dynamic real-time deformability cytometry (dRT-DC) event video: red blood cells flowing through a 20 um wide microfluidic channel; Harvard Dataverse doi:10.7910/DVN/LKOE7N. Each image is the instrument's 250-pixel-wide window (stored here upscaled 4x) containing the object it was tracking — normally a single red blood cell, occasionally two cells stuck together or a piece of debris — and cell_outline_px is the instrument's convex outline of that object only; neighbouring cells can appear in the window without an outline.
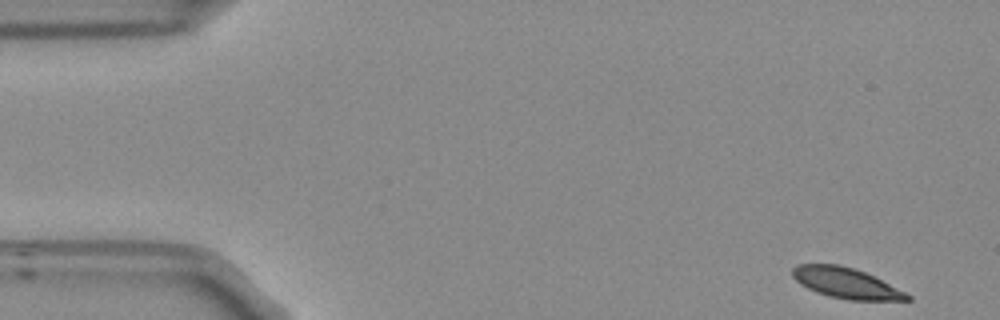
{"species": "Egyptian fruit bat (a non-hibernating species)", "species_latin": "Rousettus aegyptiacus", "temperature_condition": "room temperature", "stored_images_in_passage": 14, "camera_frame_rate_fps": 3000, "um_per_image_px": 0.085, "frame": {"image": 1, "passage_image": 1, "time_ms": 0.0, "image_size_px": [1000, 320], "cell_outline_px": [[912, 300], [848, 300], [828, 296], [816, 292], [800, 284], [792, 276], [792, 268], [796, 264], [840, 264], [864, 272], [912, 296]], "centroid_in_image_um": [71.85, 24.06], "position_along_channel_um": 13.1, "area_um2": 20.17}}
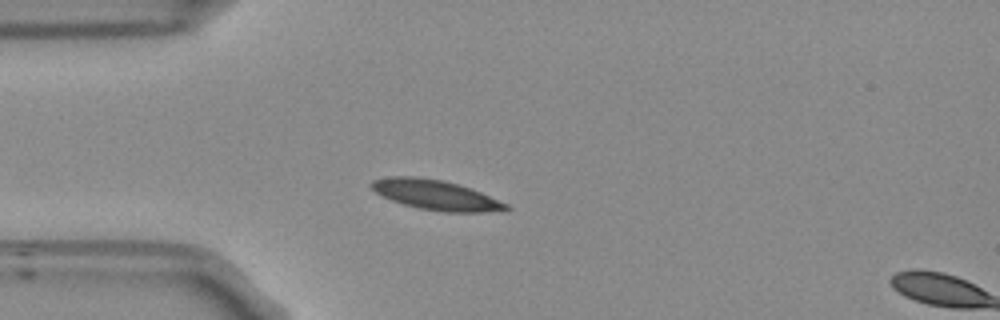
{"frame": {"image": 2, "passage_image": 12, "time_ms": 3.667, "image_size_px": [1000, 320], "cell_outline_px": [[512, 208], [484, 212], [444, 212], [420, 208], [404, 204], [392, 200], [376, 192], [368, 184], [372, 180], [392, 176], [412, 176], [444, 180], [472, 188], [508, 204]], "centroid_in_image_um": [37.04, 16.56], "position_along_channel_um": 48.0, "area_um2": 23.29}}